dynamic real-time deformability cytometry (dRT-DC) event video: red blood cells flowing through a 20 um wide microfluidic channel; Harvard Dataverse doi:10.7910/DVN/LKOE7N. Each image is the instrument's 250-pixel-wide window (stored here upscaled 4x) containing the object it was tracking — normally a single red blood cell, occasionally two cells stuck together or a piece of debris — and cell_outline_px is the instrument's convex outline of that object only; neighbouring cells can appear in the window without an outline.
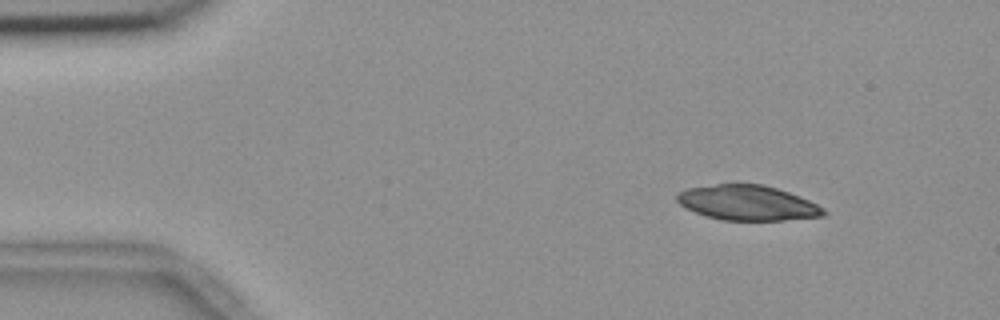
{"species": "common noctule bat (a hibernating species)", "species_latin": "Nyctalus noctula", "temperature_condition": "room temperature", "stored_images_in_passage": 7, "camera_frame_rate_fps": 3000, "um_per_image_px": 0.085, "animal": {"sex": "female", "body_mass_g": 18.4}, "frame": {"image": 1, "passage_image": 1, "time_ms": 0.0, "image_size_px": [1000, 320], "cell_outline_px": [[828, 212], [824, 216], [784, 220], [720, 220], [704, 216], [684, 208], [676, 200], [676, 192], [688, 188], [716, 184], [764, 184], [788, 192], [808, 200], [824, 208]], "centroid_in_image_um": [63.5, 17.24], "position_along_channel_um": 21.5, "area_um2": 30.06}}